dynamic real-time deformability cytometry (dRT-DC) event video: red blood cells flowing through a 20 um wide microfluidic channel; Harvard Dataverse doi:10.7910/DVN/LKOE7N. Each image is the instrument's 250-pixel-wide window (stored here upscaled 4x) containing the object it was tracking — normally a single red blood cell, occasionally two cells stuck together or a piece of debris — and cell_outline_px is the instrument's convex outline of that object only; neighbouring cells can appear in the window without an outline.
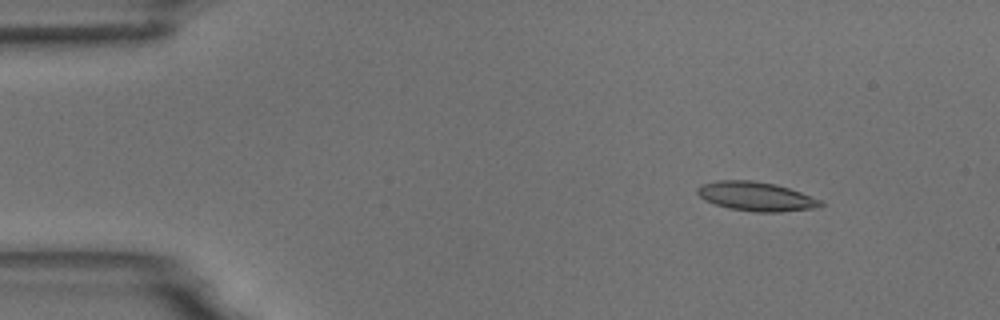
{"species": "common noctule bat (a hibernating species)", "species_latin": "Nyctalus noctula", "temperature_condition": "room temperature", "stored_images_in_passage": 9, "camera_frame_rate_fps": 3000, "um_per_image_px": 0.085, "animal": {"sex": "male", "body_mass_g": 18.8}, "frame": {"image": 1, "passage_image": 2, "time_ms": 2.0, "image_size_px": [1000, 320], "cell_outline_px": [[824, 204], [820, 208], [780, 212], [756, 212], [728, 208], [704, 200], [696, 192], [696, 188], [700, 184], [716, 180], [752, 180], [776, 184], [824, 200]], "centroid_in_image_um": [64.29, 16.69], "position_along_channel_um": 20.7, "area_um2": 21.21}}
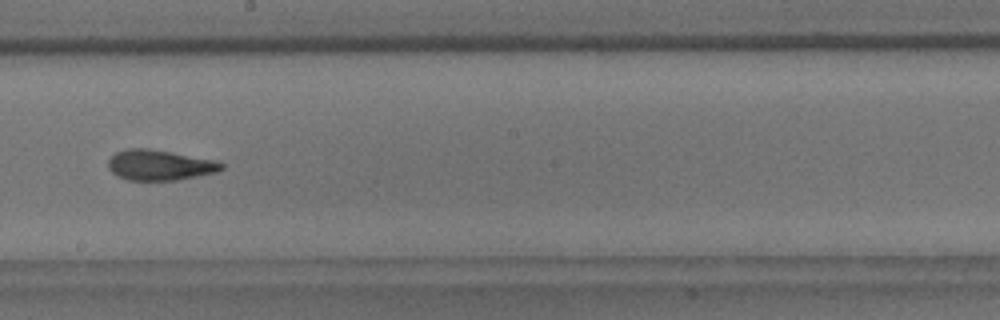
{"frame": {"image": 2, "passage_image": 9, "time_ms": 10.0, "image_size_px": [1000, 320], "cell_outline_px": [[224, 168], [216, 172], [176, 180], [128, 180], [116, 176], [108, 168], [108, 160], [116, 152], [128, 148], [148, 148], [216, 160], [224, 164]], "centroid_in_image_um": [13.55, 14.03], "position_along_channel_um": 234.6, "area_um2": 20.06}}